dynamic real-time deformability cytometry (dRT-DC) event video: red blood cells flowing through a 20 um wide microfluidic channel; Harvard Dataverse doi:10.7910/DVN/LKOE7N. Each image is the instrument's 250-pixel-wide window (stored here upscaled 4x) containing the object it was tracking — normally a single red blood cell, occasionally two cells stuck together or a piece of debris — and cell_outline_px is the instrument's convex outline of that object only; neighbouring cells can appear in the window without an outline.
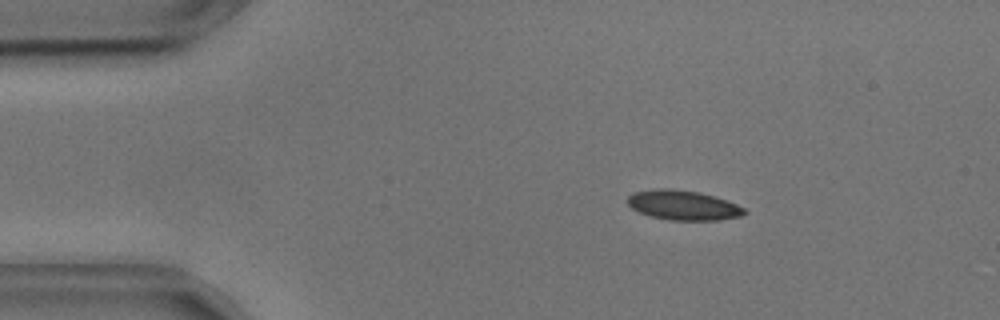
{"species": "common noctule bat (a hibernating species)", "species_latin": "Nyctalus noctula", "temperature_condition": "cold", "stored_images_in_passage": 49, "camera_frame_rate_fps": 3000, "um_per_image_px": 0.085, "animal": {"sex": "male", "body_mass_g": 17.9, "forearm_length_mm": 54.2}, "frame": {"image": 1, "passage_image": 3, "time_ms": 0.667, "image_size_px": [1000, 320], "cell_outline_px": [[748, 212], [740, 216], [720, 220], [668, 220], [652, 216], [640, 212], [632, 208], [628, 204], [628, 196], [632, 192], [656, 188], [672, 188], [700, 192], [716, 196], [728, 200], [744, 208]], "centroid_in_image_um": [58.08, 17.43], "position_along_channel_um": 26.9, "area_um2": 20.4}}
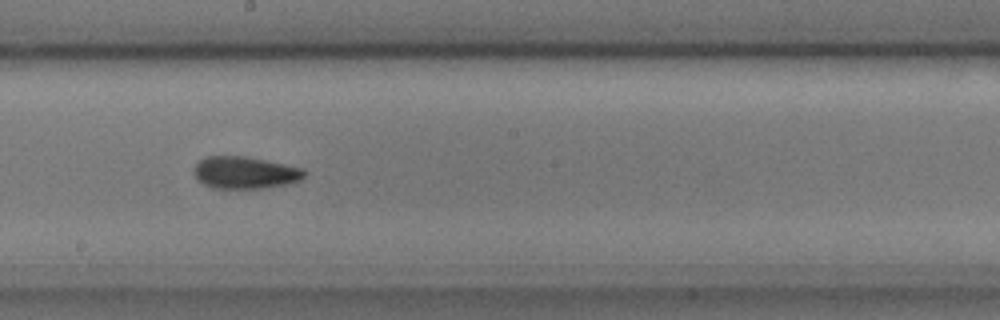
{"frame": {"image": 2, "passage_image": 24, "time_ms": 7.667, "image_size_px": [1000, 320], "cell_outline_px": [[308, 172], [300, 180], [288, 184], [264, 188], [212, 188], [196, 180], [192, 168], [204, 156], [244, 156], [304, 168]], "centroid_in_image_um": [20.81, 14.67], "position_along_channel_um": 227.4, "area_um2": 20.87}}
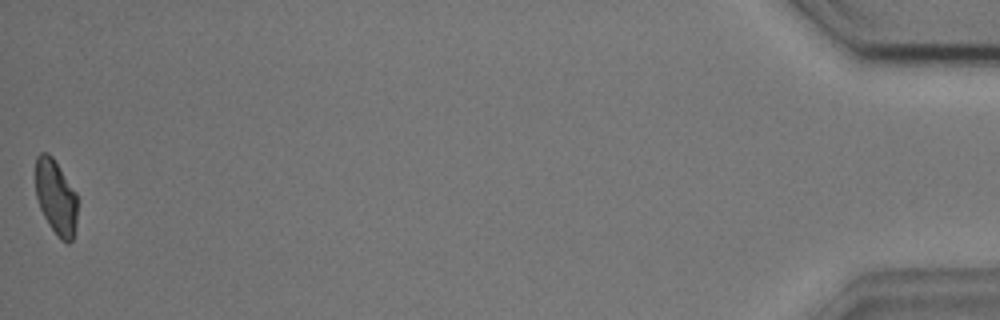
{"frame": {"image": 3, "passage_image": 49, "time_ms": 16.0, "image_size_px": [1000, 320], "cell_outline_px": [[76, 224], [72, 240], [68, 244], [60, 240], [56, 236], [48, 224], [40, 208], [36, 196], [36, 156], [40, 152], [48, 152], [52, 156], [76, 192]], "centroid_in_image_um": [4.74, 16.77], "position_along_channel_um": 430.5, "area_um2": 18.32}, "authors_computed_cell_mechanics": {"area_um2": 20.0566, "velocity_mm_per_s": 3.6135, "shape_relaxation_time_tau1_ms": 4.5314, "shape_relaxation_time_tau2_ms": 1.8942, "deformation_change_tau1": 0.1122, "deformation_change_tau2": 0.0596}}